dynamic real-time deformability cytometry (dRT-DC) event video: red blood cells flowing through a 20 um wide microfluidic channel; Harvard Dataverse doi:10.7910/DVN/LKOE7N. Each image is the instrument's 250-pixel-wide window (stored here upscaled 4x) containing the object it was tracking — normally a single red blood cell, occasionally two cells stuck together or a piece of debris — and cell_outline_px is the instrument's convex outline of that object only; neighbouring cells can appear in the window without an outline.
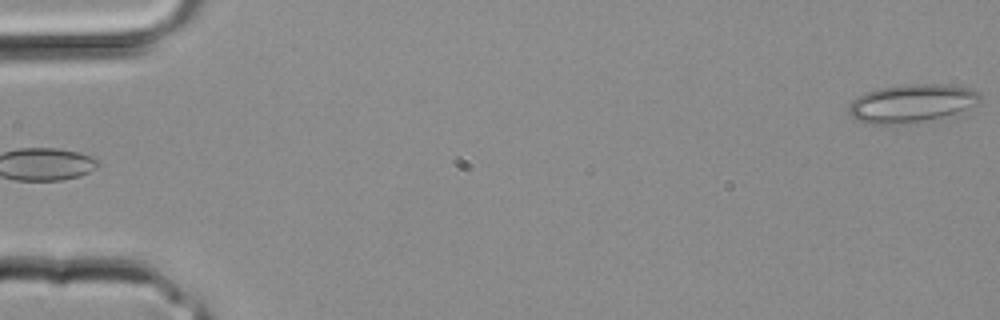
{"species": "common noctule bat (a hibernating species)", "species_latin": "Nyctalus noctula", "temperature_condition": "room temperature", "stored_images_in_passage": 33, "camera_frame_rate_fps": 3000, "um_per_image_px": 0.085, "animal": {"sex": "male", "body_mass_g": 20.4}, "frame": {"image": 1, "passage_image": 1, "time_ms": 0.0, "image_size_px": [1000, 320], "cell_outline_px": [[980, 104], [956, 112], [940, 116], [888, 128], [868, 124], [856, 120], [848, 112], [848, 108], [852, 100], [856, 96], [864, 92], [880, 88], [904, 84], [952, 84], [972, 88], [980, 92]], "centroid_in_image_um": [77.44, 8.79], "position_along_channel_um": 7.6, "area_um2": 29.88}}
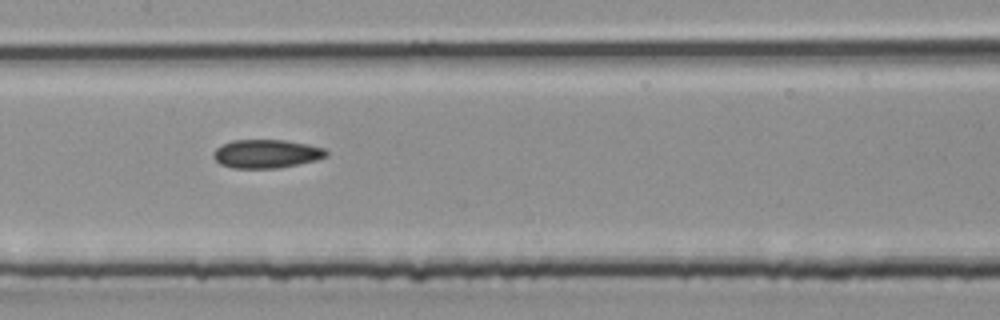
{"frame": {"image": 2, "passage_image": 17, "time_ms": 5.333, "image_size_px": [1000, 320], "cell_outline_px": [[328, 156], [316, 160], [276, 168], [232, 168], [220, 164], [212, 156], [212, 152], [220, 144], [232, 140], [284, 140], [308, 144], [324, 148], [328, 152]], "centroid_in_image_um": [22.61, 13.06], "position_along_channel_um": 184.8, "area_um2": 18.84}}
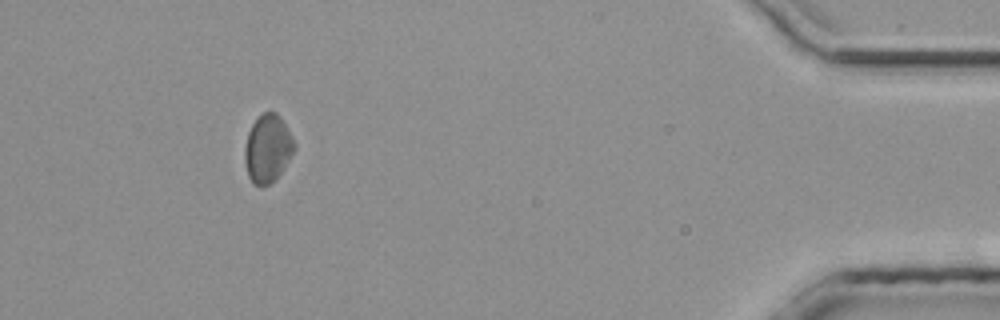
{"frame": {"image": 3, "passage_image": 31, "time_ms": 10.0, "image_size_px": [1000, 320], "cell_outline_px": [[296, 148], [276, 180], [264, 188], [260, 188], [252, 184], [248, 176], [244, 160], [244, 148], [248, 132], [252, 124], [260, 112], [276, 112], [280, 116], [292, 136], [296, 144]], "centroid_in_image_um": [22.74, 12.66], "position_along_channel_um": 412.5, "area_um2": 20.11}}